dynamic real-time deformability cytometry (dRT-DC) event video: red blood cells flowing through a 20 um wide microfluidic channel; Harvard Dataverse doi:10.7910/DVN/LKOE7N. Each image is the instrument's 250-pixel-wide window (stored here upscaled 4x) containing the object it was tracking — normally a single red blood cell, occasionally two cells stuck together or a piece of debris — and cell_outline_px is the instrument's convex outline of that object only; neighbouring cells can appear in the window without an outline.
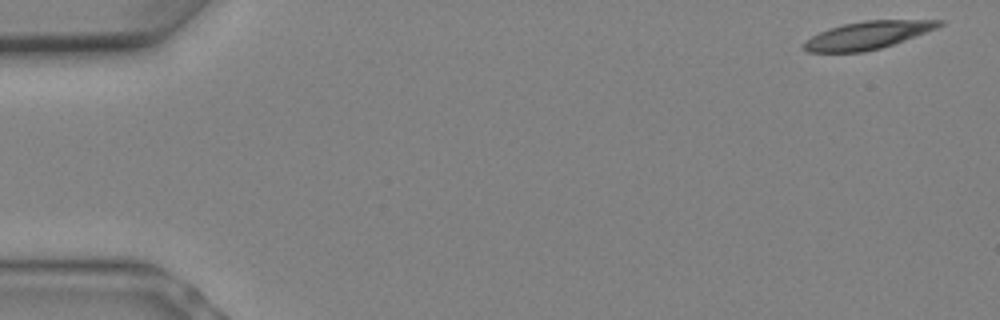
{"species": "Egyptian fruit bat (a non-hibernating species)", "species_latin": "Rousettus aegyptiacus", "temperature_condition": "warm", "stored_images_in_passage": 8, "camera_frame_rate_fps": 3000, "um_per_image_px": 0.085, "animal": {"sex": "female"}, "frame": {"image": 1, "passage_image": 1, "time_ms": 0.0, "image_size_px": [1000, 320], "cell_outline_px": [[944, 24], [936, 28], [904, 40], [880, 48], [864, 52], [808, 52], [804, 48], [804, 44], [812, 36], [828, 28], [844, 24], [864, 20], [944, 20]], "centroid_in_image_um": [73.75, 2.98], "position_along_channel_um": 11.2, "area_um2": 21.5}}
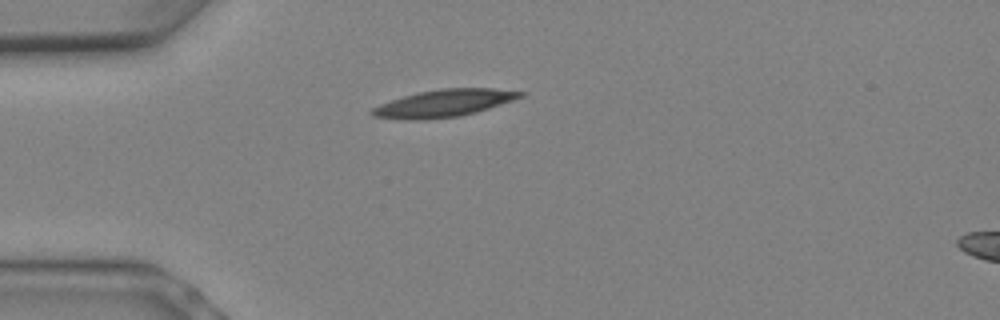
{"frame": {"image": 2, "passage_image": 6, "time_ms": 1.667, "image_size_px": [1000, 320], "cell_outline_px": [[528, 92], [524, 96], [476, 112], [460, 116], [424, 120], [408, 120], [372, 116], [368, 112], [372, 108], [380, 104], [416, 92], [440, 88], [492, 88]], "centroid_in_image_um": [37.72, 8.77], "position_along_channel_um": 47.3, "area_um2": 23.64}}
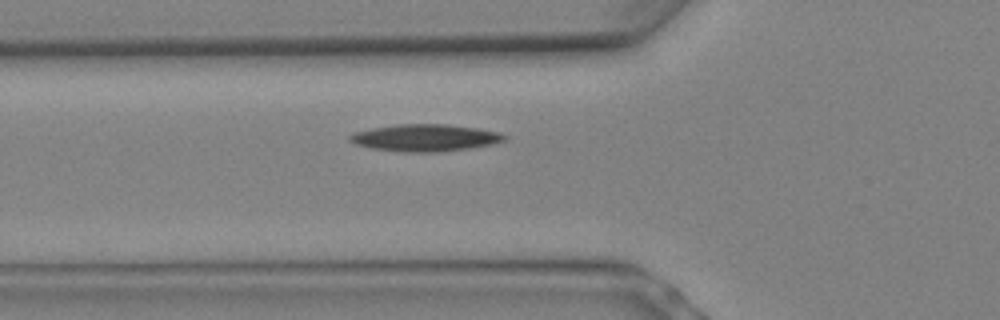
{"frame": {"image": 3, "passage_image": 8, "time_ms": 2.333, "image_size_px": [1000, 320], "cell_outline_px": [[508, 140], [492, 144], [468, 148], [440, 152], [400, 152], [372, 148], [356, 144], [348, 140], [348, 136], [356, 132], [372, 128], [396, 124], [448, 124], [476, 128], [500, 132], [508, 136]], "centroid_in_image_um": [36.17, 11.71], "position_along_channel_um": 89.6, "area_um2": 24.45}}